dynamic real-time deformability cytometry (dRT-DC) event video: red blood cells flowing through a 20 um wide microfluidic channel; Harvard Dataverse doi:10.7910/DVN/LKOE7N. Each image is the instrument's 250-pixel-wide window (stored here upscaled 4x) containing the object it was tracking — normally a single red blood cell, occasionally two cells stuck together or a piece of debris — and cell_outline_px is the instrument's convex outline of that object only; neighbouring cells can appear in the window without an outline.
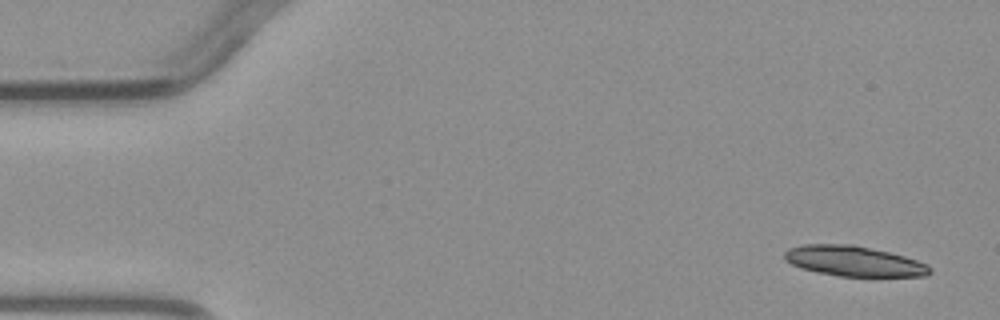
{"species": "common noctule bat (a hibernating species)", "species_latin": "Nyctalus noctula", "temperature_condition": "warm", "stored_images_in_passage": 5, "camera_frame_rate_fps": 3000, "um_per_image_px": 0.085, "animal": {"sex": "male", "body_mass_g": 23.1, "forearm_length_mm": 52.7}, "frame": {"image": 1, "passage_image": 1, "time_ms": 0.0, "image_size_px": [1000, 320], "cell_outline_px": [[932, 272], [924, 276], [840, 276], [800, 268], [784, 260], [784, 252], [788, 248], [804, 244], [852, 244], [888, 252], [904, 256], [928, 264], [932, 268]], "centroid_in_image_um": [72.57, 22.19], "position_along_channel_um": 12.4, "area_um2": 25.55}}
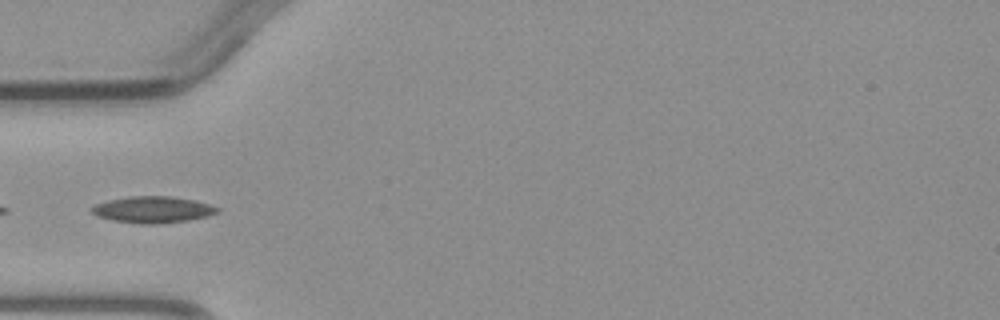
{"frame": {"image": 2, "passage_image": 4, "time_ms": 4.333, "image_size_px": [1000, 320], "cell_outline_px": [[220, 212], [208, 216], [188, 220], [160, 224], [140, 224], [112, 220], [96, 216], [88, 208], [96, 204], [108, 200], [128, 196], [172, 196], [196, 200], [220, 208]], "centroid_in_image_um": [12.98, 17.82], "position_along_channel_um": 72.0, "area_um2": 19.65}}
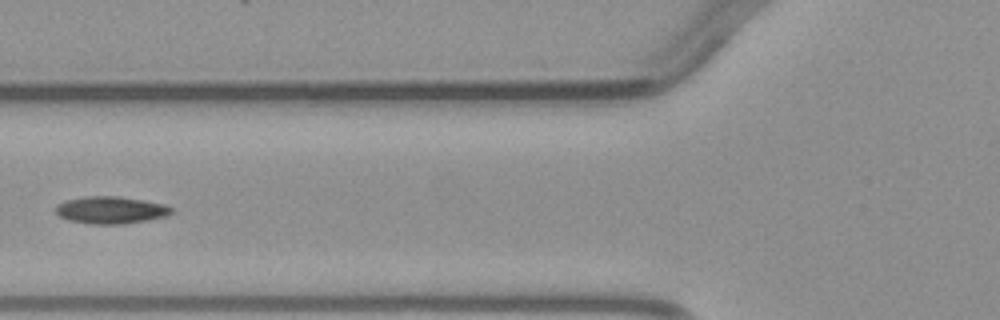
{"frame": {"image": 3, "passage_image": 5, "time_ms": 5.333, "image_size_px": [1000, 320], "cell_outline_px": [[176, 212], [168, 216], [148, 220], [120, 224], [92, 224], [68, 220], [60, 216], [56, 212], [56, 204], [68, 200], [88, 196], [120, 196], [144, 200], [164, 204], [176, 208]], "centroid_in_image_um": [9.5, 17.85], "position_along_channel_um": 116.3, "area_um2": 18.55}}